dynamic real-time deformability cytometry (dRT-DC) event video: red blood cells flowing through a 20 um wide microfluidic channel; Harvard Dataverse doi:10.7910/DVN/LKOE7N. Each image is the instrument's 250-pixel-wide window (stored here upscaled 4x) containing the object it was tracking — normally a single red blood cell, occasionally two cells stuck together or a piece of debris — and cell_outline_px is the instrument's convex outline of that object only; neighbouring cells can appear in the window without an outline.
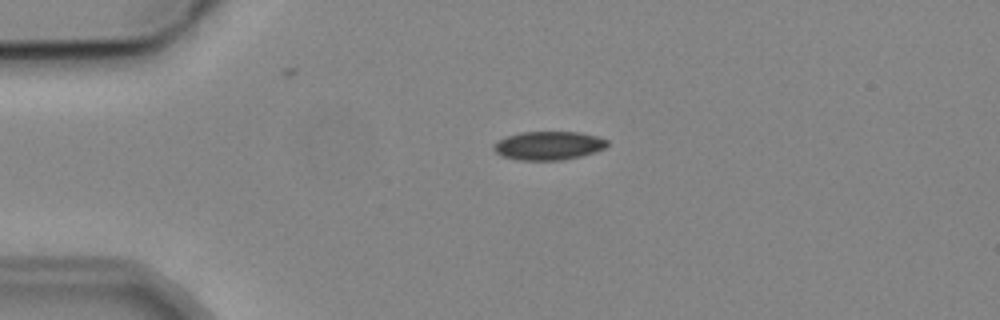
{"species": "common noctule bat (a hibernating species)", "species_latin": "Nyctalus noctula", "temperature_condition": "cold", "stored_images_in_passage": 4, "camera_frame_rate_fps": 3000, "um_per_image_px": 0.085, "animal": {"sex": "male", "body_mass_g": 19.2, "forearm_length_mm": 51.8}, "frame": {"image": 1, "passage_image": 2, "time_ms": 1.333, "image_size_px": [1000, 320], "cell_outline_px": [[608, 144], [604, 148], [596, 152], [580, 156], [560, 160], [516, 160], [500, 156], [492, 148], [492, 144], [508, 136], [520, 132], [580, 132], [596, 136], [608, 140]], "centroid_in_image_um": [46.6, 12.38], "position_along_channel_um": 38.4, "area_um2": 18.96}}